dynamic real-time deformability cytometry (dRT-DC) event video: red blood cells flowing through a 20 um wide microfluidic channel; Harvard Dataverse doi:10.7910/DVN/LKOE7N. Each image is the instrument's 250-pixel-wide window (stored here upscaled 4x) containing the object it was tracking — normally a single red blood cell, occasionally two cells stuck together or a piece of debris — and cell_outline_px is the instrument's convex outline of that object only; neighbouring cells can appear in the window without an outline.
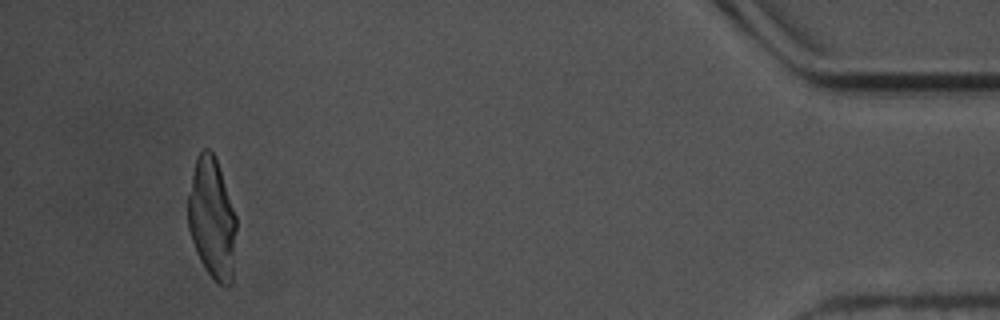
{"species": "common noctule bat (a hibernating species)", "species_latin": "Nyctalus noctula", "temperature_condition": "warm", "stored_images_in_passage": 46, "camera_frame_rate_fps": 3000, "um_per_image_px": 0.085, "animal": {"sex": "male", "body_mass_g": 17.5, "forearm_length_mm": 52.3}, "frame": {"image": 1, "passage_image": 43, "time_ms": 14.0, "image_size_px": [1000, 320], "cell_outline_px": [[236, 228], [232, 280], [228, 288], [224, 288], [208, 272], [200, 260], [196, 252], [188, 228], [188, 196], [192, 176], [196, 160], [200, 152], [204, 148], [208, 148], [216, 156], [236, 216]], "centroid_in_image_um": [18.02, 18.57], "position_along_channel_um": 417.2, "area_um2": 33.87}}